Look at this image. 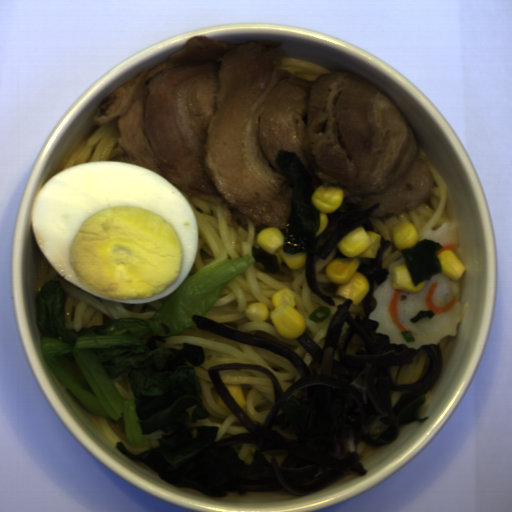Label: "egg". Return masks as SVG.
Segmentation results:
<instances>
[{
	"mask_svg": "<svg viewBox=\"0 0 512 512\" xmlns=\"http://www.w3.org/2000/svg\"><path fill=\"white\" fill-rule=\"evenodd\" d=\"M30 225L63 278L123 304L171 296L197 254L198 221L186 197L149 169L121 161L56 173L36 194Z\"/></svg>",
	"mask_w": 512,
	"mask_h": 512,
	"instance_id": "d2b9013d",
	"label": "egg"
}]
</instances>
